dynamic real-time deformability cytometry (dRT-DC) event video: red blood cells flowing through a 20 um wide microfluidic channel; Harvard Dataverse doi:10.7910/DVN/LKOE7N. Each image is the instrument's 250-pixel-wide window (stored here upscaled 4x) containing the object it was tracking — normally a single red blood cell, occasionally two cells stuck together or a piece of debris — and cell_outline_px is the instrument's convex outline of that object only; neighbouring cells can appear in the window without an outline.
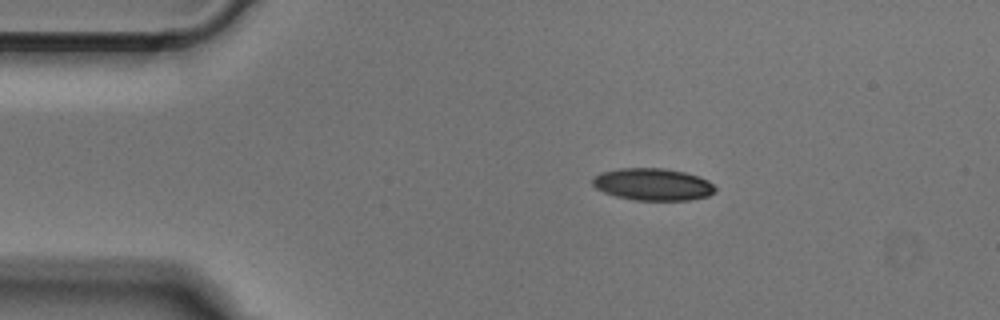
{"species": "Egyptian fruit bat (a non-hibernating species)", "species_latin": "Rousettus aegyptiacus", "temperature_condition": "cold", "stored_images_in_passage": 42, "camera_frame_rate_fps": 3000, "um_per_image_px": 0.085, "animal": {"sex": "male"}, "frame": {"image": 1, "passage_image": 1, "time_ms": 0.0, "image_size_px": [1000, 320], "cell_outline_px": [[716, 192], [708, 196], [688, 200], [632, 200], [616, 196], [604, 192], [596, 188], [592, 184], [592, 180], [600, 172], [620, 168], [664, 168], [684, 172], [700, 176], [708, 180], [716, 188]], "centroid_in_image_um": [55.5, 15.67], "position_along_channel_um": 29.5, "area_um2": 23.06}}
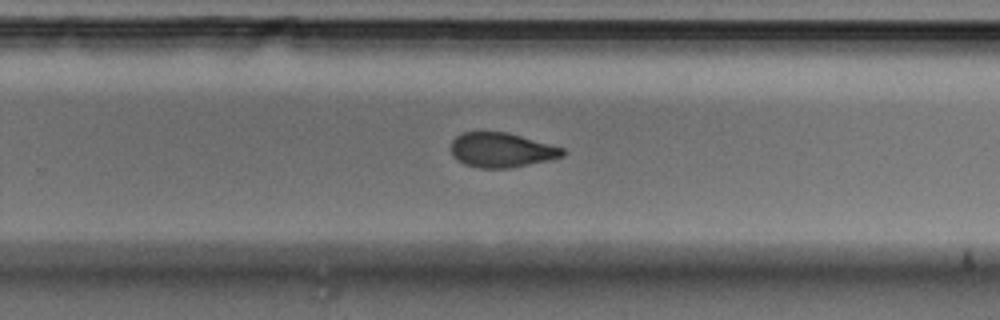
{"frame": {"image": 2, "passage_image": 24, "time_ms": 7.667, "image_size_px": [1000, 320], "cell_outline_px": [[568, 152], [564, 156], [512, 168], [480, 168], [464, 164], [456, 160], [452, 156], [452, 140], [460, 132], [508, 132], [564, 148]], "centroid_in_image_um": [42.63, 12.75], "position_along_channel_um": 287.2, "area_um2": 22.66}}
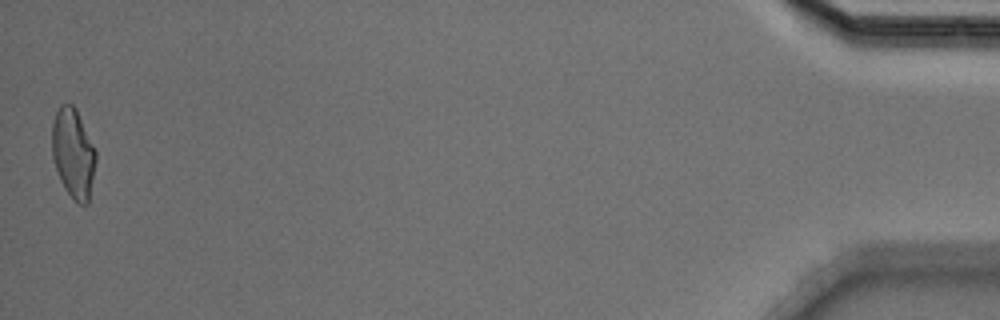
{"frame": {"image": 3, "passage_image": 42, "time_ms": 13.667, "image_size_px": [1000, 320], "cell_outline_px": [[96, 160], [88, 204], [80, 204], [64, 188], [60, 180], [52, 156], [52, 124], [56, 112], [60, 104], [72, 104], [76, 108], [96, 152]], "centroid_in_image_um": [6.21, 13.01], "position_along_channel_um": 429.0, "area_um2": 22.6}}